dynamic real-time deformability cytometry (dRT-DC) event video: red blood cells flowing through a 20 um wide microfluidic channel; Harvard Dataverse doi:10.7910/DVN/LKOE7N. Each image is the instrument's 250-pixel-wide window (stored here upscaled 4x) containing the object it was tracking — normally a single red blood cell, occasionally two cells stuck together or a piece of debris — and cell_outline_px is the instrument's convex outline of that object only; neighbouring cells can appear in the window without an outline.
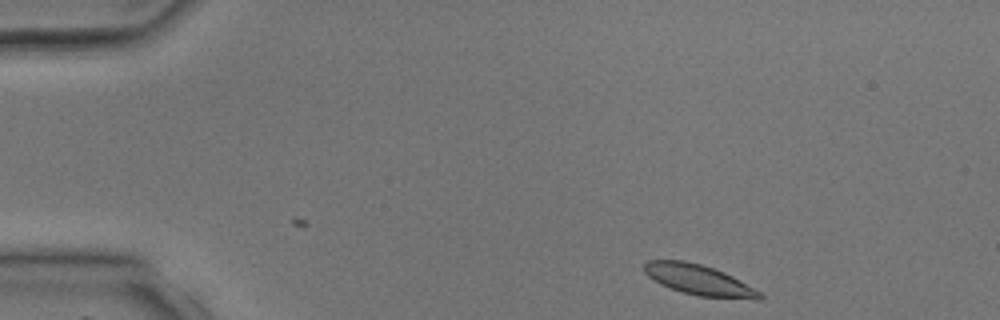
{"species": "common noctule bat (a hibernating species)", "species_latin": "Nyctalus noctula", "temperature_condition": "room temperature", "stored_images_in_passage": 3, "camera_frame_rate_fps": 3000, "um_per_image_px": 0.085, "animal": {"sex": "male", "body_mass_g": 17.9, "forearm_length_mm": 54.2}, "frame": {"image": 1, "passage_image": 1, "time_ms": 0.0, "image_size_px": [1000, 320], "cell_outline_px": [[764, 296], [760, 300], [756, 300], [700, 296], [684, 292], [660, 284], [648, 276], [644, 272], [644, 264], [648, 260], [684, 260], [700, 264], [724, 272], [732, 276], [760, 292]], "centroid_in_image_um": [59.41, 23.79], "position_along_channel_um": 25.6, "area_um2": 20.23}}
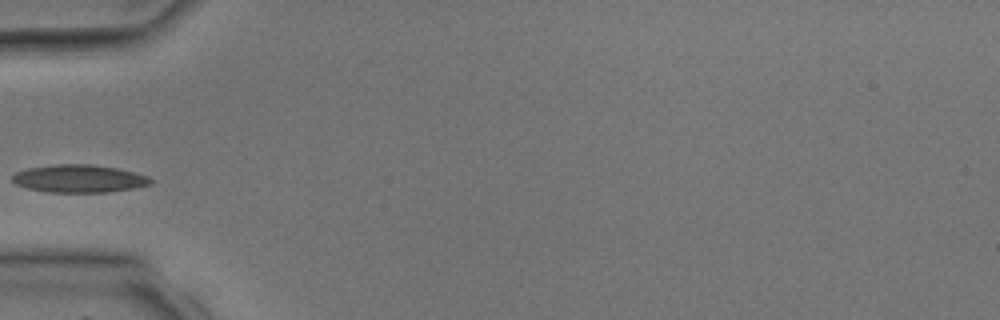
{"frame": {"image": 2, "passage_image": 3, "time_ms": 2.667, "image_size_px": [1000, 320], "cell_outline_px": [[152, 184], [136, 188], [108, 192], [48, 192], [28, 188], [16, 184], [12, 180], [12, 176], [16, 172], [28, 168], [56, 164], [92, 164], [116, 168], [148, 176], [152, 180]], "centroid_in_image_um": [6.74, 15.18], "position_along_channel_um": 78.3, "area_um2": 22.31}}